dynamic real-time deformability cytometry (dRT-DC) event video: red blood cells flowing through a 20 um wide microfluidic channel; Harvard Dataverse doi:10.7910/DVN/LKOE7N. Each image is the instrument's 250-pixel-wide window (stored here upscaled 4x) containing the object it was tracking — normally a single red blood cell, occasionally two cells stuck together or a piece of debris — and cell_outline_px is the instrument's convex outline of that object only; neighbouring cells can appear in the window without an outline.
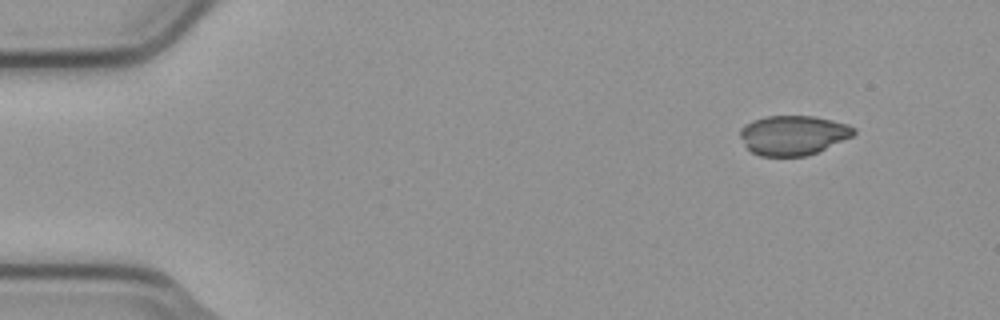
{"species": "common noctule bat (a hibernating species)", "species_latin": "Nyctalus noctula", "temperature_condition": "cold", "stored_images_in_passage": 50, "camera_frame_rate_fps": 3000, "um_per_image_px": 0.085, "animal": {"sex": "male", "body_mass_g": 23.1, "forearm_length_mm": 52.7}, "frame": {"image": 1, "passage_image": 1, "time_ms": 0.0, "image_size_px": [1000, 320], "cell_outline_px": [[856, 132], [852, 136], [816, 152], [804, 156], [760, 156], [752, 152], [744, 144], [740, 136], [740, 128], [744, 124], [752, 120], [764, 116], [812, 116], [832, 120], [848, 124], [856, 128]], "centroid_in_image_um": [67.39, 11.48], "position_along_channel_um": 17.6, "area_um2": 26.18}}
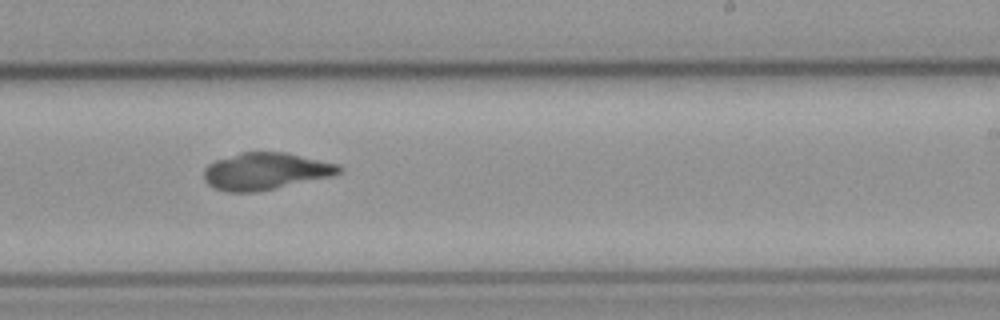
{"frame": {"image": 2, "passage_image": 29, "time_ms": 9.333, "image_size_px": [1000, 320], "cell_outline_px": [[344, 168], [340, 172], [332, 176], [256, 192], [224, 192], [212, 188], [204, 180], [204, 168], [208, 164], [216, 160], [240, 152], [288, 152], [340, 164]], "centroid_in_image_um": [22.57, 14.55], "position_along_channel_um": 266.4, "area_um2": 29.42}}
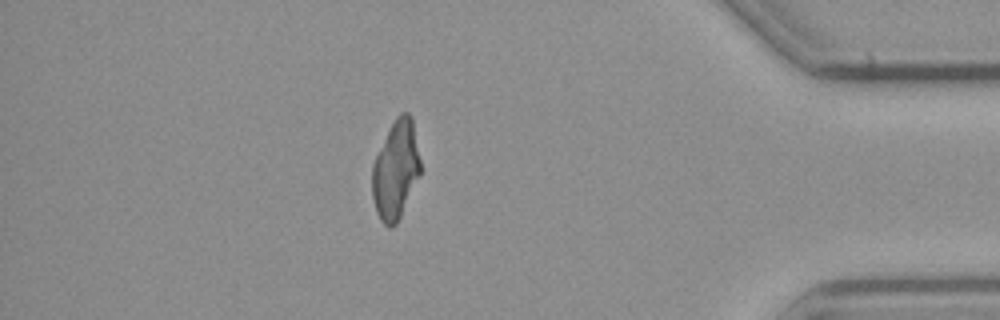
{"frame": {"image": 3, "passage_image": 43, "time_ms": 14.0, "image_size_px": [1000, 320], "cell_outline_px": [[420, 176], [396, 224], [392, 228], [388, 228], [380, 220], [376, 212], [372, 196], [372, 164], [396, 116], [400, 112], [408, 112], [412, 116], [420, 160]], "centroid_in_image_um": [33.64, 14.46], "position_along_channel_um": 401.6, "area_um2": 27.57}, "authors_computed_cell_mechanics": {"area_um2": 28.8711, "velocity_mm_per_s": 3.7638, "shape_relaxation_time_tau1_ms": null, "shape_relaxation_time_tau2_ms": 4.3071, "deformation_change_tau1": null, "deformation_change_tau2": 0.0405}}